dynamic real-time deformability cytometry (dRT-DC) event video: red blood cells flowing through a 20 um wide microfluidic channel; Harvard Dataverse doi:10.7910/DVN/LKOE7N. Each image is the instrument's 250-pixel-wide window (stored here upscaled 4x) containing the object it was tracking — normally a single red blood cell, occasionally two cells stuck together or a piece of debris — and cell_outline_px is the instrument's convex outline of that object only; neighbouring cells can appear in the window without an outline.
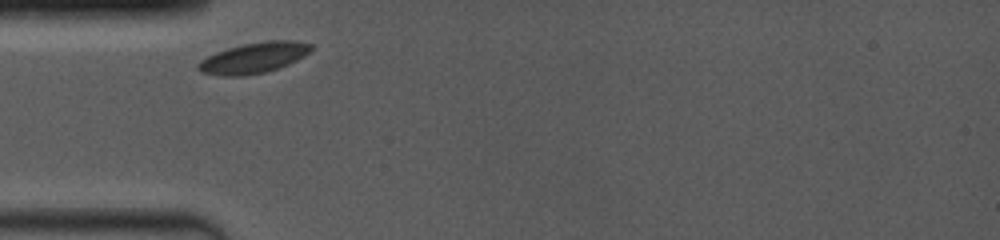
{"species": "common noctule bat (a hibernating species)", "species_latin": "Nyctalus noctula", "temperature_condition": "room temperature", "stored_images_in_passage": 27, "camera_frame_rate_fps": 4000, "um_per_image_px": 0.085, "animal": {"sex": "female", "body_mass_g": 19.0, "forearm_length_mm": 53.3}, "frame": {"image": 1, "passage_image": 1, "time_ms": 0.0, "image_size_px": [1000, 240], "cell_outline_px": [[312, 48], [304, 56], [288, 64], [264, 72], [244, 76], [220, 76], [200, 72], [196, 68], [196, 64], [200, 60], [216, 52], [228, 48], [244, 44], [268, 40], [292, 40], [312, 44]], "centroid_in_image_um": [21.52, 4.92], "position_along_channel_um": 63.5, "area_um2": 20.11}}
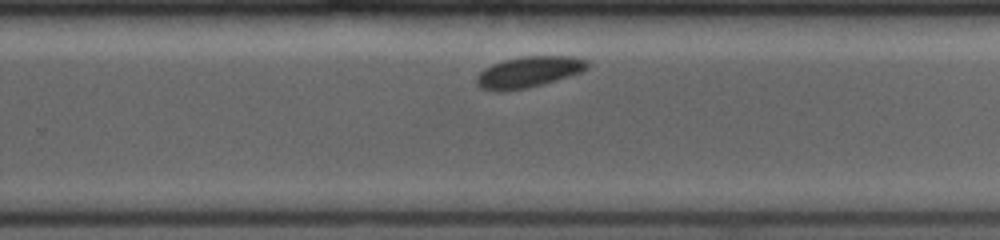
{"frame": {"image": 2, "passage_image": 15, "time_ms": 6.0, "image_size_px": [1000, 240], "cell_outline_px": [[592, 64], [588, 68], [580, 72], [544, 84], [524, 88], [500, 92], [480, 88], [476, 84], [476, 76], [484, 68], [492, 64], [504, 60], [528, 56], [572, 56], [588, 60]], "centroid_in_image_um": [44.94, 6.12], "position_along_channel_um": 284.9, "area_um2": 20.06}}
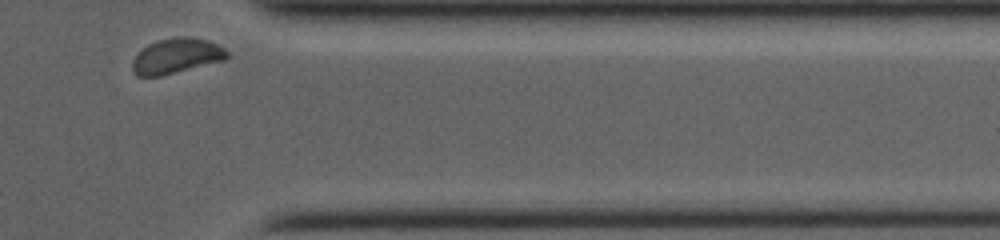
{"frame": {"image": 3, "passage_image": 27, "time_ms": 9.0, "image_size_px": [1000, 240], "cell_outline_px": [[228, 60], [160, 76], [136, 76], [132, 68], [132, 60], [148, 44], [160, 40], [176, 36], [180, 36], [208, 40], [224, 48], [228, 52]], "centroid_in_image_um": [15.03, 4.77], "position_along_channel_um": 396.4, "area_um2": 19.36}}